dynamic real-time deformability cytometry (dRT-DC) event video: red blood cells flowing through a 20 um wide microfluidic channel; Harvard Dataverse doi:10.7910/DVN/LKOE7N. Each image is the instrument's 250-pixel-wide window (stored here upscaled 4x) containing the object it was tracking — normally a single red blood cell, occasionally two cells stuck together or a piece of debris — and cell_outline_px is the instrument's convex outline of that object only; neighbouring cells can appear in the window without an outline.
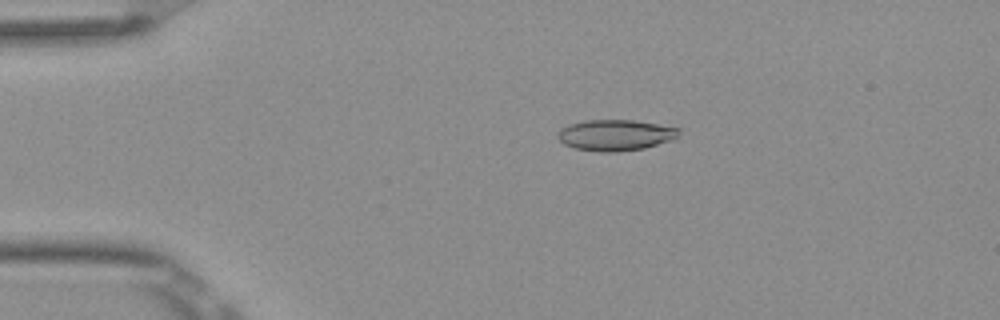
{"species": "Egyptian fruit bat (a non-hibernating species)", "species_latin": "Rousettus aegyptiacus", "temperature_condition": "room temperature", "stored_images_in_passage": 53, "camera_frame_rate_fps": 3000, "um_per_image_px": 0.085, "frame": {"image": 1, "passage_image": 11, "time_ms": 3.333, "image_size_px": [1000, 320], "cell_outline_px": [[680, 132], [672, 140], [644, 148], [616, 152], [600, 152], [572, 148], [564, 144], [556, 136], [564, 128], [572, 124], [588, 120], [632, 120], [680, 128]], "centroid_in_image_um": [52.32, 11.5], "position_along_channel_um": 32.7, "area_um2": 21.62}}
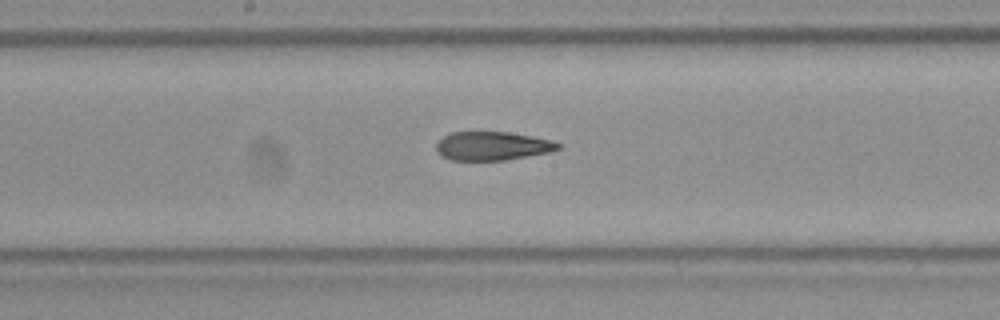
{"frame": {"image": 2, "passage_image": 28, "time_ms": 9.0, "image_size_px": [1000, 320], "cell_outline_px": [[564, 144], [560, 148], [552, 152], [504, 160], [452, 160], [436, 152], [436, 144], [448, 132], [508, 132], [532, 136], [552, 140]], "centroid_in_image_um": [41.9, 12.4], "position_along_channel_um": 206.3, "area_um2": 20.46}}
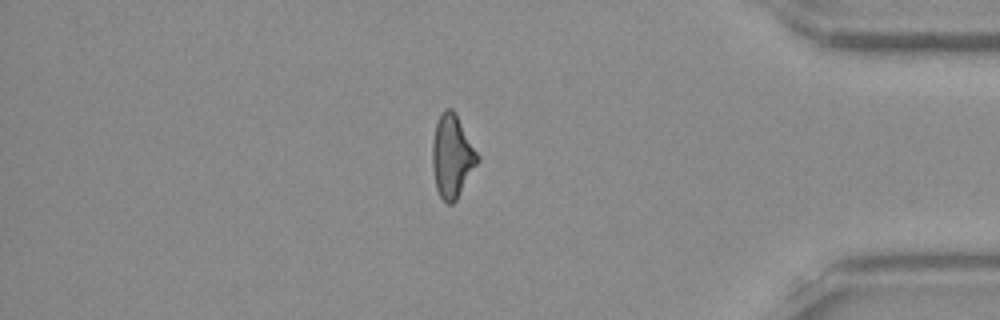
{"frame": {"image": 3, "passage_image": 45, "time_ms": 14.667, "image_size_px": [1000, 320], "cell_outline_px": [[480, 160], [456, 200], [452, 204], [448, 204], [440, 196], [436, 188], [432, 168], [432, 140], [436, 124], [444, 108], [452, 108], [456, 112], [480, 156]], "centroid_in_image_um": [38.44, 13.26], "position_along_channel_um": 396.8, "area_um2": 22.02}, "authors_computed_cell_mechanics": {"area_um2": 21.675, "velocity_mm_per_s": 3.9051, "shape_relaxation_time_tau1_ms": null, "shape_relaxation_time_tau2_ms": 3.8079, "deformation_change_tau1": null, "deformation_change_tau2": 0.1235}}